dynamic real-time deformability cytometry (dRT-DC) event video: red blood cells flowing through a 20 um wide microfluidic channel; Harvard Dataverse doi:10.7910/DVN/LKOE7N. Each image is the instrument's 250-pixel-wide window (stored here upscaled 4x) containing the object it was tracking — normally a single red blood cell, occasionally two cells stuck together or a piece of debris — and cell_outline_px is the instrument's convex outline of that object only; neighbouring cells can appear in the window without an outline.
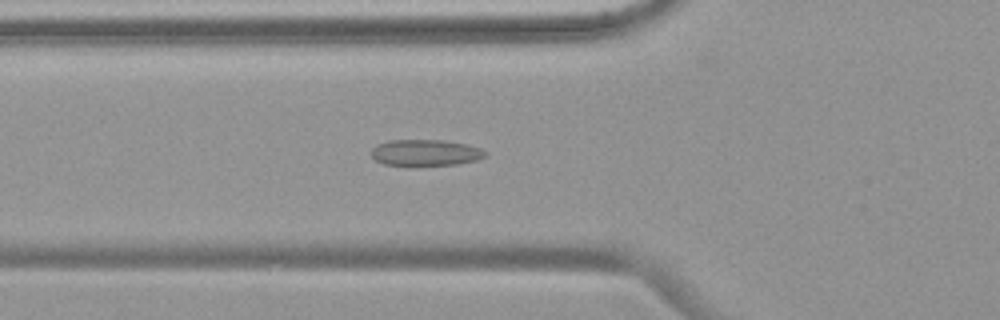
{"species": "common noctule bat (a hibernating species)", "species_latin": "Nyctalus noctula", "temperature_condition": "warm", "stored_images_in_passage": 36, "camera_frame_rate_fps": 3000, "um_per_image_px": 0.085, "animal": {"sex": "female", "body_mass_g": 19.9}, "frame": {"image": 1, "passage_image": 9, "time_ms": 2.667, "image_size_px": [1000, 320], "cell_outline_px": [[488, 156], [476, 160], [456, 164], [416, 168], [408, 168], [384, 164], [376, 160], [372, 156], [372, 148], [376, 144], [388, 140], [444, 140], [468, 144], [480, 148], [488, 152]], "centroid_in_image_um": [36.16, 13.02], "position_along_channel_um": 89.6, "area_um2": 18.38}}
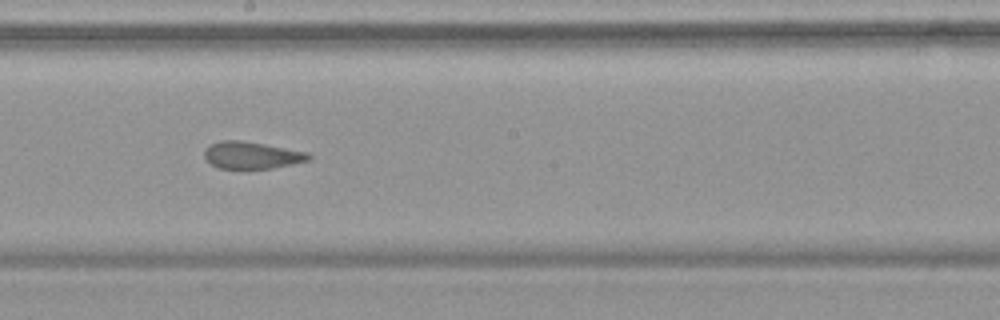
{"frame": {"image": 2, "passage_image": 20, "time_ms": 6.333, "image_size_px": [1000, 320], "cell_outline_px": [[312, 156], [308, 160], [292, 164], [272, 168], [220, 168], [212, 164], [204, 156], [204, 148], [208, 144], [220, 140], [240, 140], [264, 144], [308, 152]], "centroid_in_image_um": [21.37, 13.17], "position_along_channel_um": 226.8, "area_um2": 16.36}}
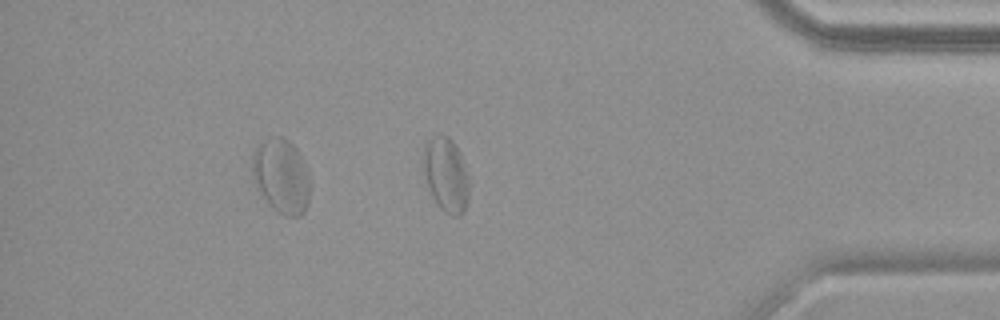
{"frame": {"image": 3, "passage_image": 36, "time_ms": 11.667, "image_size_px": [1000, 320], "cell_outline_px": [[468, 196], [464, 212], [460, 216], [452, 216], [444, 212], [436, 204], [428, 188], [420, 168], [424, 144], [432, 136], [448, 136], [456, 144], [460, 152], [468, 176]], "centroid_in_image_um": [37.86, 14.85], "position_along_channel_um": 397.3, "area_um2": 20.4}, "authors_computed_cell_mechanics": {"area_um2": 17.6868, "velocity_mm_per_s": 3.7463, "shape_relaxation_time_tau1_ms": 8.3628, "shape_relaxation_time_tau2_ms": 1.6212, "deformation_change_tau1": 0.1475, "deformation_change_tau2": 0.0807}}